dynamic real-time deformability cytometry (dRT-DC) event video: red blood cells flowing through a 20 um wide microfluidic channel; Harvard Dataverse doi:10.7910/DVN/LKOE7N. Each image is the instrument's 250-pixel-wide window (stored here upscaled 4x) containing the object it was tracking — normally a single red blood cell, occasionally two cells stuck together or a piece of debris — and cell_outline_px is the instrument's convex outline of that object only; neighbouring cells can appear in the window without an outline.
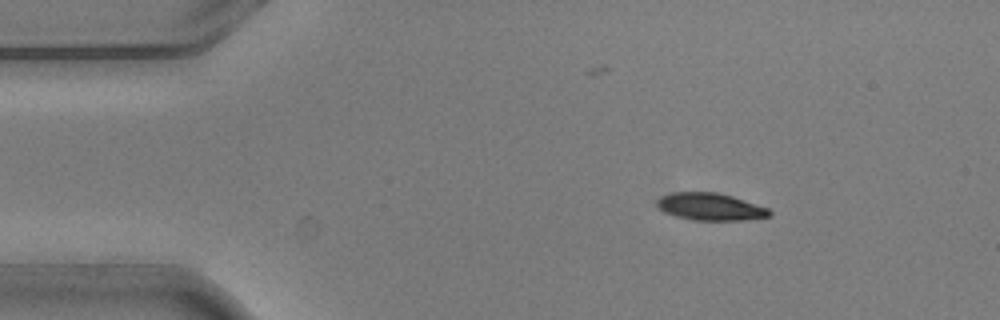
{"species": "common noctule bat (a hibernating species)", "species_latin": "Nyctalus noctula", "temperature_condition": "warm", "stored_images_in_passage": 3, "camera_frame_rate_fps": 3000, "um_per_image_px": 0.085, "animal": {"sex": "male", "body_mass_g": 20.5, "forearm_length_mm": 52.5}, "frame": {"image": 1, "passage_image": 1, "time_ms": 0.0, "image_size_px": [1000, 320], "cell_outline_px": [[772, 216], [744, 220], [692, 220], [676, 216], [664, 212], [656, 204], [656, 200], [660, 196], [672, 192], [716, 192], [732, 196], [768, 208], [772, 212]], "centroid_in_image_um": [60.37, 17.57], "position_along_channel_um": 24.6, "area_um2": 17.92}}